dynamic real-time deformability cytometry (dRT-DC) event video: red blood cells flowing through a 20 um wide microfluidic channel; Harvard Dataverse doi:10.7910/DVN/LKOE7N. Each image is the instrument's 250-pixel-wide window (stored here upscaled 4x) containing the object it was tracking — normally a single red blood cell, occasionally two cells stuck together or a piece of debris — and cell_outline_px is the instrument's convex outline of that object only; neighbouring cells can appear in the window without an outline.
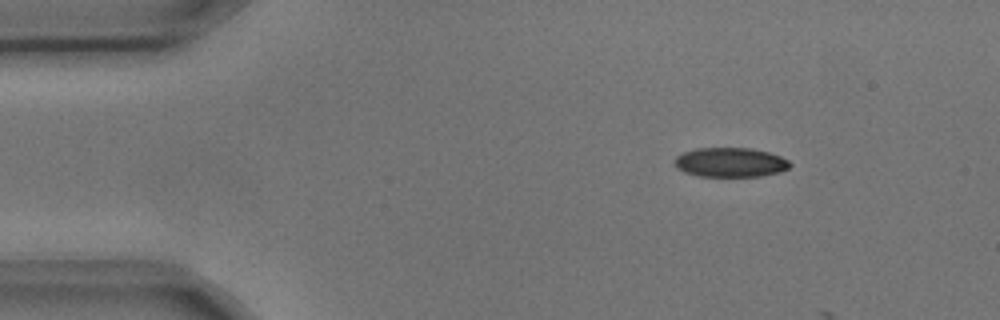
{"species": "common noctule bat (a hibernating species)", "species_latin": "Nyctalus noctula", "temperature_condition": "cold", "stored_images_in_passage": 2, "camera_frame_rate_fps": 3000, "um_per_image_px": 0.085, "animal": {"sex": "male", "body_mass_g": 17.9, "forearm_length_mm": 54.2}, "frame": {"image": 1, "passage_image": 1, "time_ms": 0.0, "image_size_px": [1000, 320], "cell_outline_px": [[792, 164], [788, 168], [780, 172], [760, 176], [696, 176], [684, 172], [676, 168], [676, 156], [684, 152], [696, 148], [752, 148], [768, 152], [780, 156], [788, 160]], "centroid_in_image_um": [62.09, 13.8], "position_along_channel_um": 22.9, "area_um2": 19.77}}